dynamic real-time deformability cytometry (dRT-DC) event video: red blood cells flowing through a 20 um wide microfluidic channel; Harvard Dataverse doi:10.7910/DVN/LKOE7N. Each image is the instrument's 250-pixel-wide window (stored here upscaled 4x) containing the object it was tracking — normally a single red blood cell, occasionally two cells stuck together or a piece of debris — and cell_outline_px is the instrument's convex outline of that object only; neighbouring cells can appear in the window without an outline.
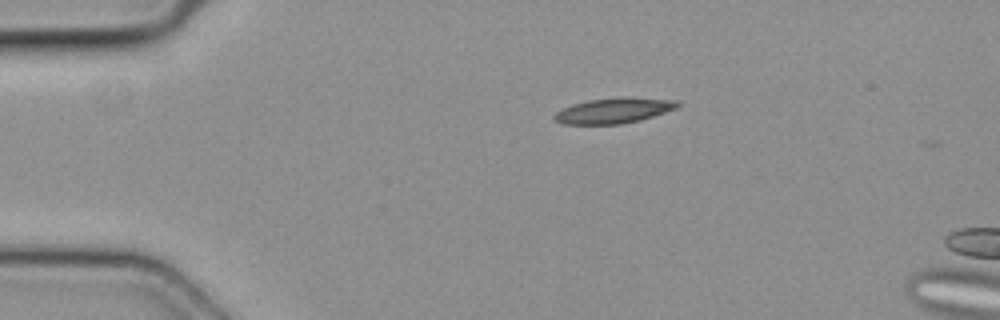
{"species": "common noctule bat (a hibernating species)", "species_latin": "Nyctalus noctula", "temperature_condition": "cold", "stored_images_in_passage": 4, "camera_frame_rate_fps": 3000, "um_per_image_px": 0.085, "animal": {"sex": "female", "body_mass_g": 19.3, "forearm_length_mm": 54.1}, "frame": {"image": 1, "passage_image": 1, "time_ms": 0.0, "image_size_px": [1000, 320], "cell_outline_px": [[680, 104], [676, 108], [640, 120], [620, 124], [560, 124], [552, 120], [552, 116], [556, 112], [572, 104], [588, 100], [620, 96], [680, 100]], "centroid_in_image_um": [52.14, 9.39], "position_along_channel_um": 32.9, "area_um2": 18.44}}
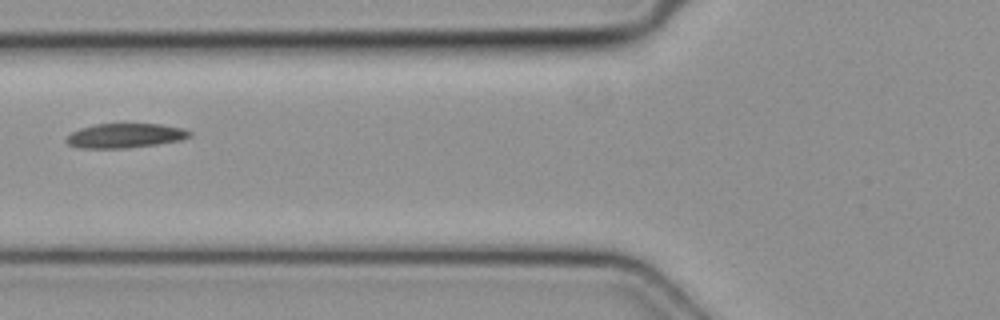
{"frame": {"image": 2, "passage_image": 4, "time_ms": 1.0, "image_size_px": [1000, 320], "cell_outline_px": [[192, 136], [184, 140], [156, 144], [124, 148], [80, 148], [68, 144], [64, 140], [72, 132], [80, 128], [96, 124], [160, 124], [184, 128], [192, 132]], "centroid_in_image_um": [10.67, 11.53], "position_along_channel_um": 115.1, "area_um2": 17.63}}